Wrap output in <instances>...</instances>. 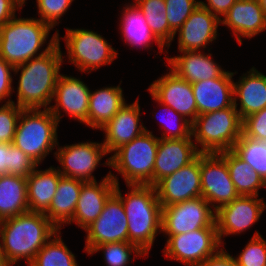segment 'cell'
<instances>
[{"instance_id":"obj_41","label":"cell","mask_w":266,"mask_h":266,"mask_svg":"<svg viewBox=\"0 0 266 266\" xmlns=\"http://www.w3.org/2000/svg\"><path fill=\"white\" fill-rule=\"evenodd\" d=\"M242 134L259 141H266V108L242 120Z\"/></svg>"},{"instance_id":"obj_19","label":"cell","mask_w":266,"mask_h":266,"mask_svg":"<svg viewBox=\"0 0 266 266\" xmlns=\"http://www.w3.org/2000/svg\"><path fill=\"white\" fill-rule=\"evenodd\" d=\"M139 97L131 104L124 106L100 130L104 131L102 142L106 153H113L122 145L129 143L147 129L140 120Z\"/></svg>"},{"instance_id":"obj_22","label":"cell","mask_w":266,"mask_h":266,"mask_svg":"<svg viewBox=\"0 0 266 266\" xmlns=\"http://www.w3.org/2000/svg\"><path fill=\"white\" fill-rule=\"evenodd\" d=\"M221 24L230 28L242 45L241 37L252 38L266 30V17L258 0H237L221 19Z\"/></svg>"},{"instance_id":"obj_27","label":"cell","mask_w":266,"mask_h":266,"mask_svg":"<svg viewBox=\"0 0 266 266\" xmlns=\"http://www.w3.org/2000/svg\"><path fill=\"white\" fill-rule=\"evenodd\" d=\"M84 183L82 180L63 176L59 179L50 207L44 213L58 230H61L64 224H68L73 219L81 187Z\"/></svg>"},{"instance_id":"obj_24","label":"cell","mask_w":266,"mask_h":266,"mask_svg":"<svg viewBox=\"0 0 266 266\" xmlns=\"http://www.w3.org/2000/svg\"><path fill=\"white\" fill-rule=\"evenodd\" d=\"M175 57L165 56L168 67L189 83L221 77L226 71L213 60L211 53L182 51Z\"/></svg>"},{"instance_id":"obj_48","label":"cell","mask_w":266,"mask_h":266,"mask_svg":"<svg viewBox=\"0 0 266 266\" xmlns=\"http://www.w3.org/2000/svg\"><path fill=\"white\" fill-rule=\"evenodd\" d=\"M12 159V143L0 142V177L9 174Z\"/></svg>"},{"instance_id":"obj_23","label":"cell","mask_w":266,"mask_h":266,"mask_svg":"<svg viewBox=\"0 0 266 266\" xmlns=\"http://www.w3.org/2000/svg\"><path fill=\"white\" fill-rule=\"evenodd\" d=\"M236 73L226 71L221 77L192 83L198 115L234 105L232 77Z\"/></svg>"},{"instance_id":"obj_25","label":"cell","mask_w":266,"mask_h":266,"mask_svg":"<svg viewBox=\"0 0 266 266\" xmlns=\"http://www.w3.org/2000/svg\"><path fill=\"white\" fill-rule=\"evenodd\" d=\"M233 97L241 120L266 108V75L252 67L238 82H233Z\"/></svg>"},{"instance_id":"obj_4","label":"cell","mask_w":266,"mask_h":266,"mask_svg":"<svg viewBox=\"0 0 266 266\" xmlns=\"http://www.w3.org/2000/svg\"><path fill=\"white\" fill-rule=\"evenodd\" d=\"M51 29L40 19L17 18L16 15L0 27V57L16 67L34 57L45 54L57 43L58 30L52 35L47 47L43 51L41 50L47 43Z\"/></svg>"},{"instance_id":"obj_1","label":"cell","mask_w":266,"mask_h":266,"mask_svg":"<svg viewBox=\"0 0 266 266\" xmlns=\"http://www.w3.org/2000/svg\"><path fill=\"white\" fill-rule=\"evenodd\" d=\"M45 54L14 67L13 74L20 72L17 86V106L23 109L49 108L63 63L60 37Z\"/></svg>"},{"instance_id":"obj_9","label":"cell","mask_w":266,"mask_h":266,"mask_svg":"<svg viewBox=\"0 0 266 266\" xmlns=\"http://www.w3.org/2000/svg\"><path fill=\"white\" fill-rule=\"evenodd\" d=\"M217 227H206L167 239L163 255L186 266H200L221 248Z\"/></svg>"},{"instance_id":"obj_39","label":"cell","mask_w":266,"mask_h":266,"mask_svg":"<svg viewBox=\"0 0 266 266\" xmlns=\"http://www.w3.org/2000/svg\"><path fill=\"white\" fill-rule=\"evenodd\" d=\"M74 0H36L39 17L52 29L58 25L60 18L68 11Z\"/></svg>"},{"instance_id":"obj_28","label":"cell","mask_w":266,"mask_h":266,"mask_svg":"<svg viewBox=\"0 0 266 266\" xmlns=\"http://www.w3.org/2000/svg\"><path fill=\"white\" fill-rule=\"evenodd\" d=\"M123 90L118 86H109L90 92L88 119L84 123L92 129H101L124 106Z\"/></svg>"},{"instance_id":"obj_17","label":"cell","mask_w":266,"mask_h":266,"mask_svg":"<svg viewBox=\"0 0 266 266\" xmlns=\"http://www.w3.org/2000/svg\"><path fill=\"white\" fill-rule=\"evenodd\" d=\"M90 92L89 87L80 78L60 74L52 98L56 103L48 109L58 122L63 116L62 110L80 123H85L88 119Z\"/></svg>"},{"instance_id":"obj_34","label":"cell","mask_w":266,"mask_h":266,"mask_svg":"<svg viewBox=\"0 0 266 266\" xmlns=\"http://www.w3.org/2000/svg\"><path fill=\"white\" fill-rule=\"evenodd\" d=\"M102 251L107 266H127L134 252L135 257H143L146 254L135 244L130 242H114L96 246L88 255Z\"/></svg>"},{"instance_id":"obj_46","label":"cell","mask_w":266,"mask_h":266,"mask_svg":"<svg viewBox=\"0 0 266 266\" xmlns=\"http://www.w3.org/2000/svg\"><path fill=\"white\" fill-rule=\"evenodd\" d=\"M200 266H239L234 260L233 256L230 255L222 247L214 256L209 257Z\"/></svg>"},{"instance_id":"obj_49","label":"cell","mask_w":266,"mask_h":266,"mask_svg":"<svg viewBox=\"0 0 266 266\" xmlns=\"http://www.w3.org/2000/svg\"><path fill=\"white\" fill-rule=\"evenodd\" d=\"M259 3H260V6L263 10V13L265 14V17H266V0H258Z\"/></svg>"},{"instance_id":"obj_13","label":"cell","mask_w":266,"mask_h":266,"mask_svg":"<svg viewBox=\"0 0 266 266\" xmlns=\"http://www.w3.org/2000/svg\"><path fill=\"white\" fill-rule=\"evenodd\" d=\"M107 155L103 143L79 142L71 145L57 146L54 156L60 163L57 167L63 177L79 179L84 182L97 181L92 175L100 165L101 159Z\"/></svg>"},{"instance_id":"obj_3","label":"cell","mask_w":266,"mask_h":266,"mask_svg":"<svg viewBox=\"0 0 266 266\" xmlns=\"http://www.w3.org/2000/svg\"><path fill=\"white\" fill-rule=\"evenodd\" d=\"M58 229L44 213L26 212L0 221L2 252L12 264L25 259L29 266Z\"/></svg>"},{"instance_id":"obj_33","label":"cell","mask_w":266,"mask_h":266,"mask_svg":"<svg viewBox=\"0 0 266 266\" xmlns=\"http://www.w3.org/2000/svg\"><path fill=\"white\" fill-rule=\"evenodd\" d=\"M232 151L247 162L266 182V141H259L241 134Z\"/></svg>"},{"instance_id":"obj_15","label":"cell","mask_w":266,"mask_h":266,"mask_svg":"<svg viewBox=\"0 0 266 266\" xmlns=\"http://www.w3.org/2000/svg\"><path fill=\"white\" fill-rule=\"evenodd\" d=\"M162 207L201 197L200 153L188 165L155 185Z\"/></svg>"},{"instance_id":"obj_29","label":"cell","mask_w":266,"mask_h":266,"mask_svg":"<svg viewBox=\"0 0 266 266\" xmlns=\"http://www.w3.org/2000/svg\"><path fill=\"white\" fill-rule=\"evenodd\" d=\"M129 4V5H128ZM123 7L119 29L124 38V42L130 47L151 48L152 42H155L160 52L163 53L164 46L152 34L145 17L137 6L132 2Z\"/></svg>"},{"instance_id":"obj_30","label":"cell","mask_w":266,"mask_h":266,"mask_svg":"<svg viewBox=\"0 0 266 266\" xmlns=\"http://www.w3.org/2000/svg\"><path fill=\"white\" fill-rule=\"evenodd\" d=\"M29 211L26 177L11 174L0 177V221Z\"/></svg>"},{"instance_id":"obj_31","label":"cell","mask_w":266,"mask_h":266,"mask_svg":"<svg viewBox=\"0 0 266 266\" xmlns=\"http://www.w3.org/2000/svg\"><path fill=\"white\" fill-rule=\"evenodd\" d=\"M225 158L230 178L239 195L259 196V189L266 187V182L254 169L232 150L220 152Z\"/></svg>"},{"instance_id":"obj_47","label":"cell","mask_w":266,"mask_h":266,"mask_svg":"<svg viewBox=\"0 0 266 266\" xmlns=\"http://www.w3.org/2000/svg\"><path fill=\"white\" fill-rule=\"evenodd\" d=\"M133 3L142 13L159 14L166 11L165 0H134Z\"/></svg>"},{"instance_id":"obj_11","label":"cell","mask_w":266,"mask_h":266,"mask_svg":"<svg viewBox=\"0 0 266 266\" xmlns=\"http://www.w3.org/2000/svg\"><path fill=\"white\" fill-rule=\"evenodd\" d=\"M200 173L201 196L215 211L239 196L220 153H200Z\"/></svg>"},{"instance_id":"obj_32","label":"cell","mask_w":266,"mask_h":266,"mask_svg":"<svg viewBox=\"0 0 266 266\" xmlns=\"http://www.w3.org/2000/svg\"><path fill=\"white\" fill-rule=\"evenodd\" d=\"M29 266H79L75 255L61 237V231L50 239L36 254Z\"/></svg>"},{"instance_id":"obj_5","label":"cell","mask_w":266,"mask_h":266,"mask_svg":"<svg viewBox=\"0 0 266 266\" xmlns=\"http://www.w3.org/2000/svg\"><path fill=\"white\" fill-rule=\"evenodd\" d=\"M58 124L48 108L22 109L12 144L40 165L59 145Z\"/></svg>"},{"instance_id":"obj_51","label":"cell","mask_w":266,"mask_h":266,"mask_svg":"<svg viewBox=\"0 0 266 266\" xmlns=\"http://www.w3.org/2000/svg\"><path fill=\"white\" fill-rule=\"evenodd\" d=\"M0 259H6L5 256L3 255V252H2L1 240H0Z\"/></svg>"},{"instance_id":"obj_37","label":"cell","mask_w":266,"mask_h":266,"mask_svg":"<svg viewBox=\"0 0 266 266\" xmlns=\"http://www.w3.org/2000/svg\"><path fill=\"white\" fill-rule=\"evenodd\" d=\"M151 96H152V99H154L157 103L160 104L159 106L164 107V110L167 109L166 111L168 112V114L172 116V117H170V120L172 118L171 121L168 120L169 118L165 119V120H168V121H166L167 123H165L167 125H165L163 122H161L162 128L165 131L162 133V137H159V138H161V139L192 138V136H191L192 123L190 121H188L185 117H183L181 114H178L173 108L169 107L166 104L159 102L152 94H151ZM173 120L175 122H173ZM171 123H173L174 125L171 126L172 125Z\"/></svg>"},{"instance_id":"obj_10","label":"cell","mask_w":266,"mask_h":266,"mask_svg":"<svg viewBox=\"0 0 266 266\" xmlns=\"http://www.w3.org/2000/svg\"><path fill=\"white\" fill-rule=\"evenodd\" d=\"M216 211L202 196L162 207L161 232L168 238L206 227H217Z\"/></svg>"},{"instance_id":"obj_45","label":"cell","mask_w":266,"mask_h":266,"mask_svg":"<svg viewBox=\"0 0 266 266\" xmlns=\"http://www.w3.org/2000/svg\"><path fill=\"white\" fill-rule=\"evenodd\" d=\"M199 1V5L208 9L213 15L221 20L237 0H206ZM221 16V17H220Z\"/></svg>"},{"instance_id":"obj_7","label":"cell","mask_w":266,"mask_h":266,"mask_svg":"<svg viewBox=\"0 0 266 266\" xmlns=\"http://www.w3.org/2000/svg\"><path fill=\"white\" fill-rule=\"evenodd\" d=\"M241 134L242 120L234 105L219 111L200 114L191 126V136L195 138V146L199 153L232 150Z\"/></svg>"},{"instance_id":"obj_14","label":"cell","mask_w":266,"mask_h":266,"mask_svg":"<svg viewBox=\"0 0 266 266\" xmlns=\"http://www.w3.org/2000/svg\"><path fill=\"white\" fill-rule=\"evenodd\" d=\"M258 196L239 195L216 211L217 234L221 245L223 236L241 234L260 220L266 204Z\"/></svg>"},{"instance_id":"obj_16","label":"cell","mask_w":266,"mask_h":266,"mask_svg":"<svg viewBox=\"0 0 266 266\" xmlns=\"http://www.w3.org/2000/svg\"><path fill=\"white\" fill-rule=\"evenodd\" d=\"M169 70L168 73L154 80L147 91L159 102L173 108L192 123L198 116L192 84L179 77L170 68Z\"/></svg>"},{"instance_id":"obj_36","label":"cell","mask_w":266,"mask_h":266,"mask_svg":"<svg viewBox=\"0 0 266 266\" xmlns=\"http://www.w3.org/2000/svg\"><path fill=\"white\" fill-rule=\"evenodd\" d=\"M166 18L175 34L199 5L198 0H165Z\"/></svg>"},{"instance_id":"obj_42","label":"cell","mask_w":266,"mask_h":266,"mask_svg":"<svg viewBox=\"0 0 266 266\" xmlns=\"http://www.w3.org/2000/svg\"><path fill=\"white\" fill-rule=\"evenodd\" d=\"M38 166L32 158L12 144V159L11 166H9V174L27 177Z\"/></svg>"},{"instance_id":"obj_50","label":"cell","mask_w":266,"mask_h":266,"mask_svg":"<svg viewBox=\"0 0 266 266\" xmlns=\"http://www.w3.org/2000/svg\"><path fill=\"white\" fill-rule=\"evenodd\" d=\"M0 266H12L7 259H0Z\"/></svg>"},{"instance_id":"obj_12","label":"cell","mask_w":266,"mask_h":266,"mask_svg":"<svg viewBox=\"0 0 266 266\" xmlns=\"http://www.w3.org/2000/svg\"><path fill=\"white\" fill-rule=\"evenodd\" d=\"M84 231L87 254L98 245L128 242V219L121 198L115 192L106 201L99 217Z\"/></svg>"},{"instance_id":"obj_21","label":"cell","mask_w":266,"mask_h":266,"mask_svg":"<svg viewBox=\"0 0 266 266\" xmlns=\"http://www.w3.org/2000/svg\"><path fill=\"white\" fill-rule=\"evenodd\" d=\"M115 181L109 173L97 183L85 182L79 194L73 219L68 223H76L83 230L95 221L105 206L108 198L115 192Z\"/></svg>"},{"instance_id":"obj_20","label":"cell","mask_w":266,"mask_h":266,"mask_svg":"<svg viewBox=\"0 0 266 266\" xmlns=\"http://www.w3.org/2000/svg\"><path fill=\"white\" fill-rule=\"evenodd\" d=\"M192 139L159 138L153 171V186L161 179L188 165L199 155V151Z\"/></svg>"},{"instance_id":"obj_6","label":"cell","mask_w":266,"mask_h":266,"mask_svg":"<svg viewBox=\"0 0 266 266\" xmlns=\"http://www.w3.org/2000/svg\"><path fill=\"white\" fill-rule=\"evenodd\" d=\"M159 137L149 130L114 151L103 165L115 169L126 185H152Z\"/></svg>"},{"instance_id":"obj_26","label":"cell","mask_w":266,"mask_h":266,"mask_svg":"<svg viewBox=\"0 0 266 266\" xmlns=\"http://www.w3.org/2000/svg\"><path fill=\"white\" fill-rule=\"evenodd\" d=\"M61 177L58 169L52 166L45 170L36 167L26 177L30 212L45 213L49 209Z\"/></svg>"},{"instance_id":"obj_40","label":"cell","mask_w":266,"mask_h":266,"mask_svg":"<svg viewBox=\"0 0 266 266\" xmlns=\"http://www.w3.org/2000/svg\"><path fill=\"white\" fill-rule=\"evenodd\" d=\"M145 21L149 26L152 34L156 39L169 49L171 42L175 38V34L170 30L168 20L166 18V11L159 14L142 13Z\"/></svg>"},{"instance_id":"obj_44","label":"cell","mask_w":266,"mask_h":266,"mask_svg":"<svg viewBox=\"0 0 266 266\" xmlns=\"http://www.w3.org/2000/svg\"><path fill=\"white\" fill-rule=\"evenodd\" d=\"M24 5L22 0H0V27L14 18Z\"/></svg>"},{"instance_id":"obj_35","label":"cell","mask_w":266,"mask_h":266,"mask_svg":"<svg viewBox=\"0 0 266 266\" xmlns=\"http://www.w3.org/2000/svg\"><path fill=\"white\" fill-rule=\"evenodd\" d=\"M239 266H266V240L256 231L238 257Z\"/></svg>"},{"instance_id":"obj_43","label":"cell","mask_w":266,"mask_h":266,"mask_svg":"<svg viewBox=\"0 0 266 266\" xmlns=\"http://www.w3.org/2000/svg\"><path fill=\"white\" fill-rule=\"evenodd\" d=\"M12 71H14V67L0 57V103L11 97L14 92Z\"/></svg>"},{"instance_id":"obj_2","label":"cell","mask_w":266,"mask_h":266,"mask_svg":"<svg viewBox=\"0 0 266 266\" xmlns=\"http://www.w3.org/2000/svg\"><path fill=\"white\" fill-rule=\"evenodd\" d=\"M115 181V193L121 198L128 219V242L137 245L148 254L154 245L157 234L161 232L162 206L158 200L155 186L127 185L130 192L122 195L118 176L111 171Z\"/></svg>"},{"instance_id":"obj_8","label":"cell","mask_w":266,"mask_h":266,"mask_svg":"<svg viewBox=\"0 0 266 266\" xmlns=\"http://www.w3.org/2000/svg\"><path fill=\"white\" fill-rule=\"evenodd\" d=\"M68 62L79 72L91 73L101 66L111 64L118 52L100 34L88 29L66 28L64 37Z\"/></svg>"},{"instance_id":"obj_38","label":"cell","mask_w":266,"mask_h":266,"mask_svg":"<svg viewBox=\"0 0 266 266\" xmlns=\"http://www.w3.org/2000/svg\"><path fill=\"white\" fill-rule=\"evenodd\" d=\"M0 106V142L12 143L17 121L23 108L17 106L11 98Z\"/></svg>"},{"instance_id":"obj_18","label":"cell","mask_w":266,"mask_h":266,"mask_svg":"<svg viewBox=\"0 0 266 266\" xmlns=\"http://www.w3.org/2000/svg\"><path fill=\"white\" fill-rule=\"evenodd\" d=\"M221 24L208 9L198 5L184 24L176 31L178 52L200 51L217 39L218 25ZM178 32V33H177Z\"/></svg>"}]
</instances>
